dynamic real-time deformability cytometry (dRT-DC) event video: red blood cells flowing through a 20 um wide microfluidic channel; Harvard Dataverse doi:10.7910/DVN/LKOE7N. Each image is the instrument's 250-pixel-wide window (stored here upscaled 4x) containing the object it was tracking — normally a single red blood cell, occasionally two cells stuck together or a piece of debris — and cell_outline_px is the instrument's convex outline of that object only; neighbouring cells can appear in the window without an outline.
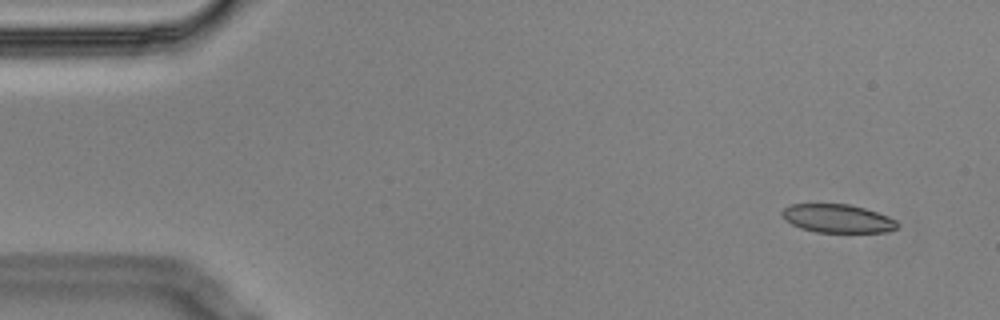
{"species": "Egyptian fruit bat (a non-hibernating species)", "species_latin": "Rousettus aegyptiacus", "temperature_condition": "cold", "stored_images_in_passage": 5, "camera_frame_rate_fps": 3000, "um_per_image_px": 0.085, "animal": {"sex": "male"}, "frame": {"image": 1, "passage_image": 1, "time_ms": 0.0, "image_size_px": [1000, 320], "cell_outline_px": [[900, 224], [896, 228], [888, 232], [816, 232], [800, 228], [792, 224], [780, 212], [784, 208], [792, 204], [848, 204], [864, 208], [888, 216], [896, 220]], "centroid_in_image_um": [71.22, 18.57], "position_along_channel_um": 13.8, "area_um2": 18.96}}